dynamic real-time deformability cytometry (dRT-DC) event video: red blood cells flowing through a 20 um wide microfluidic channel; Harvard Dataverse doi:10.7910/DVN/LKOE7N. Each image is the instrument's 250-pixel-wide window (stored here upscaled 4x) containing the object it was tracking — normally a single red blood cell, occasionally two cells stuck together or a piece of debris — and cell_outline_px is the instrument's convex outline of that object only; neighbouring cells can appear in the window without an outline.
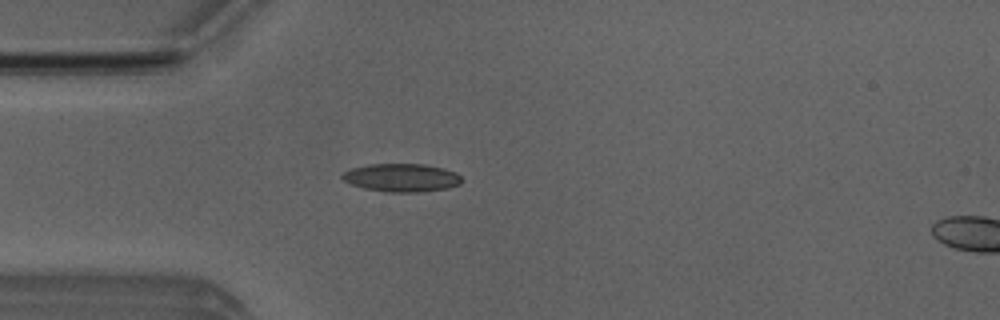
{"species": "Egyptian fruit bat (a non-hibernating species)", "species_latin": "Rousettus aegyptiacus", "temperature_condition": "room temperature", "stored_images_in_passage": 40, "camera_frame_rate_fps": 3000, "um_per_image_px": 0.085, "animal": {"sex": "male"}, "frame": {"image": 1, "passage_image": 2, "time_ms": 0.333, "image_size_px": [1000, 320], "cell_outline_px": [[464, 180], [460, 184], [448, 188], [420, 192], [388, 192], [364, 188], [352, 184], [344, 180], [340, 176], [344, 172], [352, 168], [368, 164], [424, 164], [444, 168], [456, 172]], "centroid_in_image_um": [34.17, 15.1], "position_along_channel_um": 50.8, "area_um2": 19.65}}
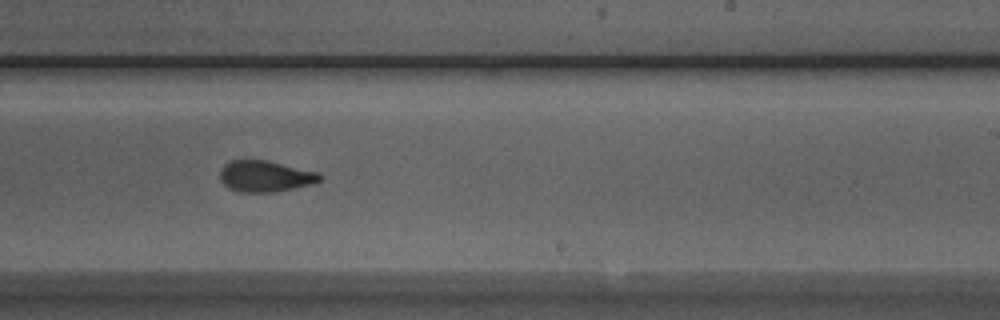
{"frame": {"image": 2, "passage_image": 19, "time_ms": 6.0, "image_size_px": [1000, 320], "cell_outline_px": [[324, 176], [316, 184], [276, 192], [240, 192], [228, 188], [220, 180], [220, 168], [224, 164], [232, 160], [264, 160], [320, 172]], "centroid_in_image_um": [22.58, 14.99], "position_along_channel_um": 266.4, "area_um2": 18.44}}
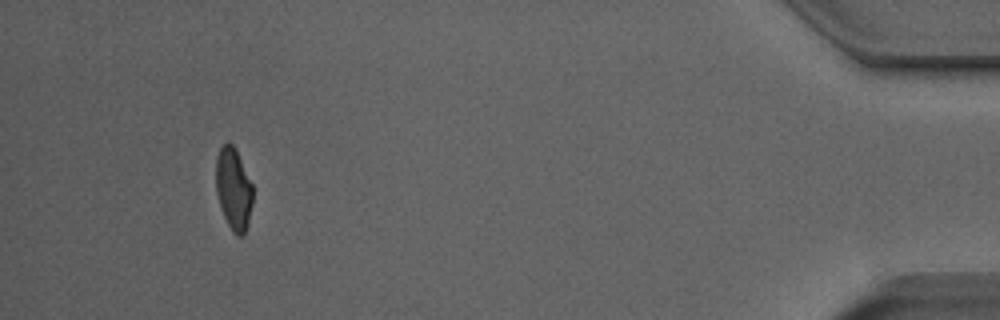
{"frame": {"image": 3, "passage_image": 36, "time_ms": 11.667, "image_size_px": [1000, 320], "cell_outline_px": [[252, 204], [244, 236], [236, 236], [232, 232], [224, 216], [216, 192], [216, 156], [220, 148], [228, 140], [232, 144], [252, 184]], "centroid_in_image_um": [19.83, 16.07], "position_along_channel_um": 415.4, "area_um2": 17.34}, "authors_computed_cell_mechanics": {"area_um2": 18.496, "velocity_mm_per_s": 3.9452, "shape_relaxation_time_tau1_ms": 8.1018, "shape_relaxation_time_tau2_ms": 1.5586, "deformation_change_tau1": 0.1839, "deformation_change_tau2": 0.0692}}